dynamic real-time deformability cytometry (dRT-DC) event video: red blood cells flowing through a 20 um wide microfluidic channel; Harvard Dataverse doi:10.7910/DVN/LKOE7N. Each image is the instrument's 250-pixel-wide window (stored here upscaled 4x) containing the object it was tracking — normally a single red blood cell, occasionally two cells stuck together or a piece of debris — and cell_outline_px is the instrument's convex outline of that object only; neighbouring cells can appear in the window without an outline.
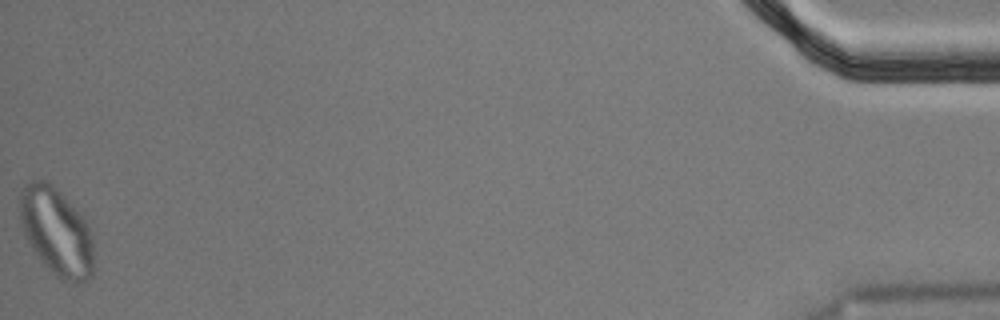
{"species": "Egyptian fruit bat (a non-hibernating species)", "species_latin": "Rousettus aegyptiacus", "temperature_condition": "cold", "stored_images_in_passage": 58, "segment_of_instrument_passage": [2, 2], "camera_frame_rate_fps": 3000, "um_per_image_px": 0.085, "animal": {"sex": "male"}, "frame": {"image": 1, "passage_image": 58, "time_ms": 19.0, "image_size_px": [1000, 320], "cell_outline_px": [[92, 276], [76, 284], [64, 280], [56, 276], [44, 264], [28, 240], [20, 224], [20, 192], [24, 184], [32, 180], [44, 180], [52, 184], [84, 216], [92, 232]], "centroid_in_image_um": [4.81, 19.66], "position_along_channel_um": 430.4, "area_um2": 37.57}}